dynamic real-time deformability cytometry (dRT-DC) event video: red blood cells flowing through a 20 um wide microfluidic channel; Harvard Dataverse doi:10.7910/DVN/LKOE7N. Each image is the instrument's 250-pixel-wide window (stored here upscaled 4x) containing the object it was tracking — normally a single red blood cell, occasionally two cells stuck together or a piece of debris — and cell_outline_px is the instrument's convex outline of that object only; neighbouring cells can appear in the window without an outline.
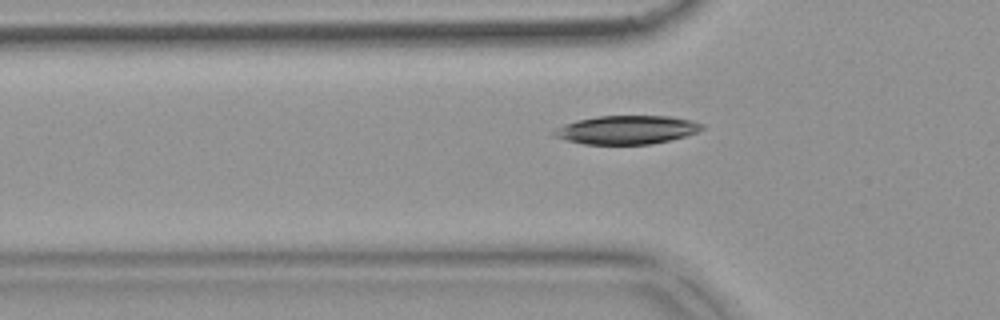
{"species": "common noctule bat (a hibernating species)", "species_latin": "Nyctalus noctula", "temperature_condition": "warm", "stored_images_in_passage": 33, "camera_frame_rate_fps": 3000, "um_per_image_px": 0.085, "animal": {"sex": "female", "body_mass_g": 18.4}, "frame": {"image": 1, "passage_image": 3, "time_ms": 0.667, "image_size_px": [1000, 320], "cell_outline_px": [[704, 128], [696, 132], [684, 136], [668, 140], [648, 144], [584, 144], [552, 136], [552, 132], [556, 128], [564, 124], [576, 120], [596, 116], [668, 116], [692, 120], [704, 124]], "centroid_in_image_um": [53.25, 11.02], "position_along_channel_um": 72.6, "area_um2": 24.51}}
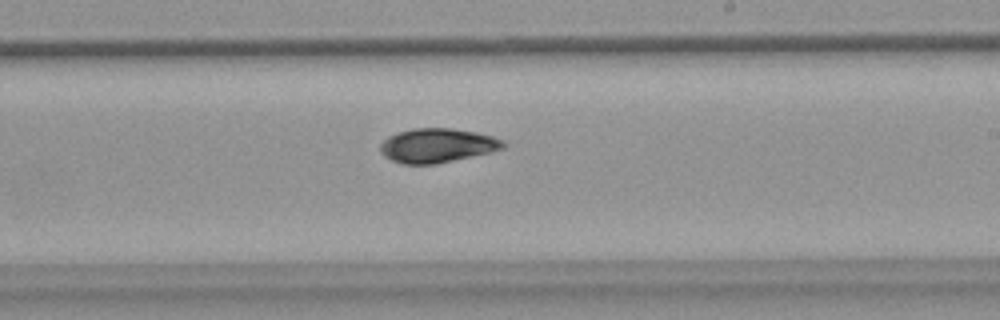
{"frame": {"image": 2, "passage_image": 17, "time_ms": 5.333, "image_size_px": [1000, 320], "cell_outline_px": [[508, 144], [504, 148], [492, 152], [436, 164], [404, 164], [392, 160], [384, 156], [380, 152], [380, 144], [388, 136], [412, 128], [452, 128], [476, 132], [492, 136], [504, 140]], "centroid_in_image_um": [37.2, 12.36], "position_along_channel_um": 251.8, "area_um2": 24.62}}
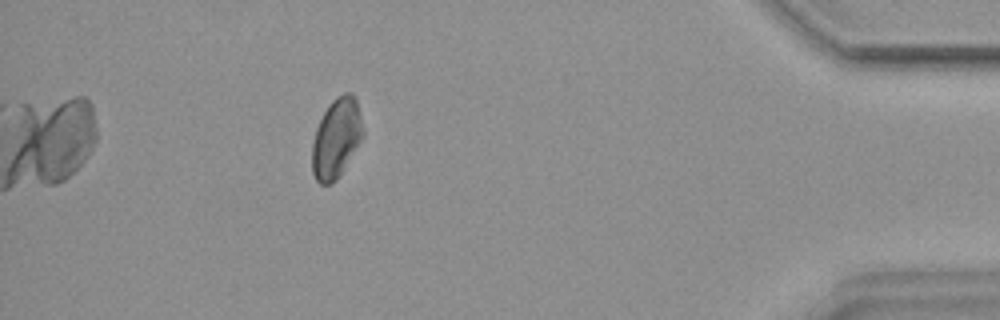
{"frame": {"image": 3, "passage_image": 33, "time_ms": 10.667, "image_size_px": [1000, 320], "cell_outline_px": [[364, 136], [336, 180], [332, 184], [320, 184], [316, 180], [312, 172], [312, 140], [316, 128], [328, 104], [336, 96], [344, 92], [352, 92], [356, 96], [364, 132]], "centroid_in_image_um": [28.59, 11.71], "position_along_channel_um": 406.6, "area_um2": 23.76}, "authors_computed_cell_mechanics": {"area_um2": 24.3338, "velocity_mm_per_s": 3.8493, "shape_relaxation_time_tau1_ms": 4.7057, "shape_relaxation_time_tau2_ms": 9.9096, "deformation_change_tau1": 0.1434, "deformation_change_tau2": 0.1305}}